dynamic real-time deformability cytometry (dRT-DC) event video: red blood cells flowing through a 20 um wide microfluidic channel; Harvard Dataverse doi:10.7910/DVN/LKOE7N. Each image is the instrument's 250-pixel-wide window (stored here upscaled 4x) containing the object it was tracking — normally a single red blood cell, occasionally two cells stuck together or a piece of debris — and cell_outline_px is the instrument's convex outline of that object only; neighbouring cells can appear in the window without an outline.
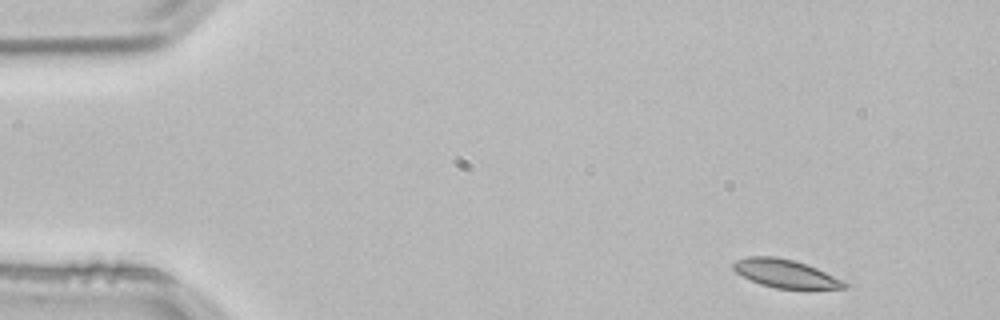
{"species": "common noctule bat (a hibernating species)", "species_latin": "Nyctalus noctula", "temperature_condition": "room temperature", "stored_images_in_passage": 3, "camera_frame_rate_fps": 3000, "um_per_image_px": 0.085, "animal": {"sex": "male", "body_mass_g": 21.5, "forearm_length_mm": 52.0}, "frame": {"image": 1, "passage_image": 1, "time_ms": 0.0, "image_size_px": [1000, 320], "cell_outline_px": [[848, 284], [844, 288], [776, 288], [760, 284], [736, 272], [732, 268], [732, 264], [736, 260], [748, 256], [776, 256], [792, 260], [816, 268], [844, 280]], "centroid_in_image_um": [66.73, 23.24], "position_along_channel_um": 18.3, "area_um2": 17.92}}
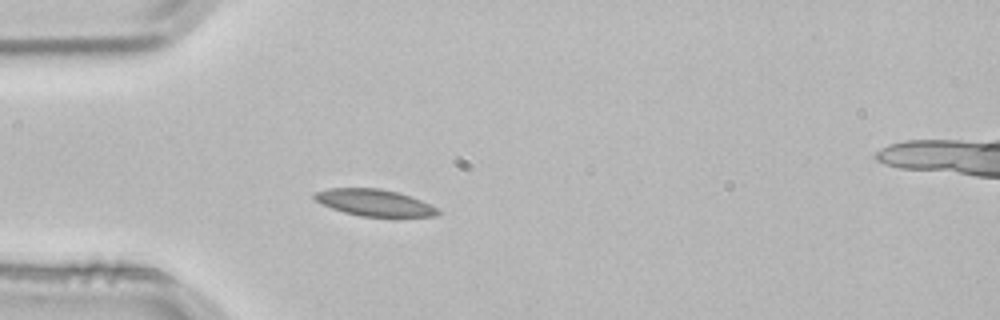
{"frame": {"image": 2, "passage_image": 3, "time_ms": 0.667, "image_size_px": [1000, 320], "cell_outline_px": [[440, 212], [436, 216], [396, 220], [360, 216], [344, 212], [320, 204], [312, 196], [316, 192], [328, 188], [380, 188], [396, 192], [420, 200], [436, 208]], "centroid_in_image_um": [31.87, 17.29], "position_along_channel_um": 53.1, "area_um2": 19.94}}